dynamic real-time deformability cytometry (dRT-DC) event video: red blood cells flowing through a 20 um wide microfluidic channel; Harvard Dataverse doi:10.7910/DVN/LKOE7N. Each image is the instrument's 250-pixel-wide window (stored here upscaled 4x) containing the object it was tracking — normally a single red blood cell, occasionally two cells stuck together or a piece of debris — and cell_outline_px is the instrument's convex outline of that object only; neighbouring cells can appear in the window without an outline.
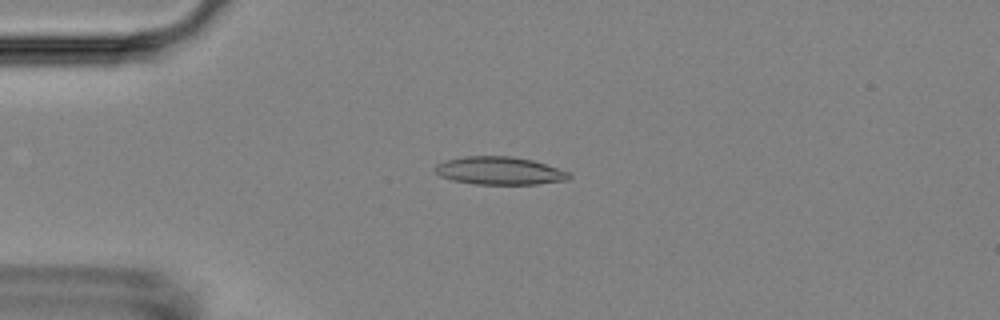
{"species": "Egyptian fruit bat (a non-hibernating species)", "species_latin": "Rousettus aegyptiacus", "temperature_condition": "room temperature", "stored_images_in_passage": 5, "camera_frame_rate_fps": 3000, "um_per_image_px": 0.085, "animal": {"sex": "female"}, "frame": {"image": 1, "passage_image": 4, "time_ms": 3.667, "image_size_px": [1000, 320], "cell_outline_px": [[572, 176], [568, 180], [536, 184], [476, 184], [452, 180], [440, 176], [432, 168], [436, 164], [444, 160], [464, 156], [512, 156], [532, 160], [568, 172]], "centroid_in_image_um": [42.41, 14.51], "position_along_channel_um": 42.6, "area_um2": 21.79}}